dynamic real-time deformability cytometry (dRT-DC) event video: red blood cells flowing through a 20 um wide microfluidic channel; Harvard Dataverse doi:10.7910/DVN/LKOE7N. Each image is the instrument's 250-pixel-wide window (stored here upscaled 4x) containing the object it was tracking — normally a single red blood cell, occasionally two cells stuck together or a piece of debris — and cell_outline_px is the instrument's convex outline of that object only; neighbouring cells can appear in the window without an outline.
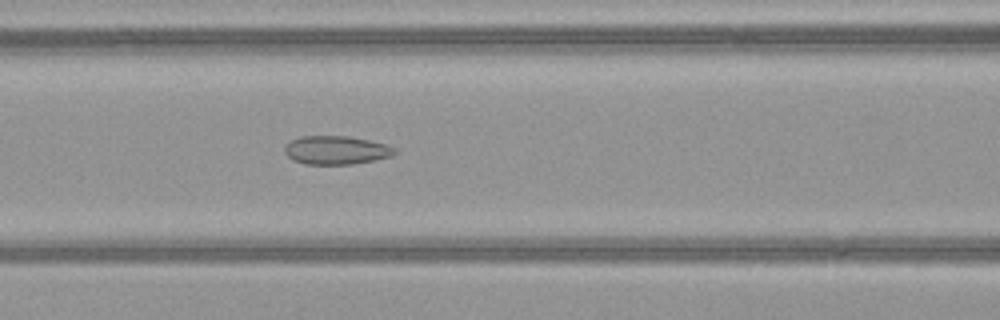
{"species": "common noctule bat (a hibernating species)", "species_latin": "Nyctalus noctula", "temperature_condition": "warm", "stored_images_in_passage": 51, "camera_frame_rate_fps": 3000, "um_per_image_px": 0.085, "animal": {"sex": "female", "body_mass_g": 21.9}, "frame": {"image": 1, "passage_image": 23, "time_ms": 7.333, "image_size_px": [1000, 320], "cell_outline_px": [[400, 152], [392, 156], [352, 164], [304, 164], [292, 160], [284, 152], [284, 144], [300, 136], [348, 136], [368, 140], [384, 144], [396, 148]], "centroid_in_image_um": [28.56, 12.76], "position_along_channel_um": 138.0, "area_um2": 18.38}}
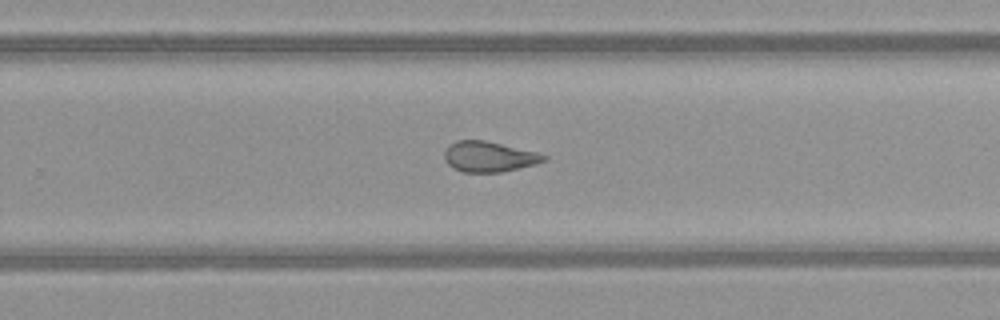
{"frame": {"image": 2, "passage_image": 34, "time_ms": 11.0, "image_size_px": [1000, 320], "cell_outline_px": [[548, 160], [536, 164], [500, 172], [464, 172], [452, 168], [444, 160], [444, 152], [456, 140], [484, 140], [536, 152], [548, 156]], "centroid_in_image_um": [41.57, 13.32], "position_along_channel_um": 288.2, "area_um2": 17.51}}
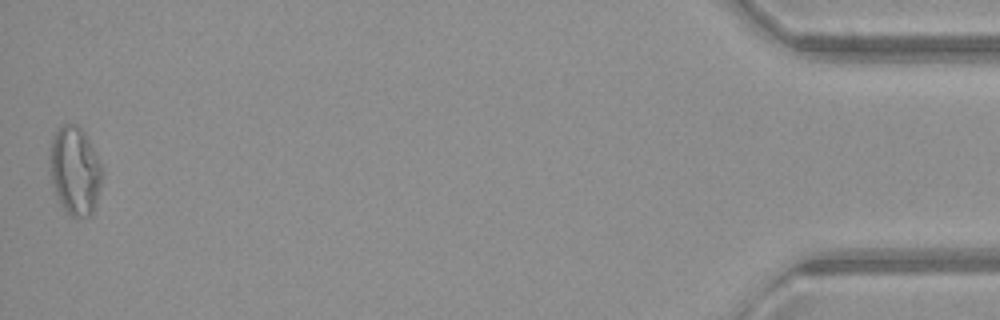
{"frame": {"image": 3, "passage_image": 51, "time_ms": 16.667, "image_size_px": [1000, 320], "cell_outline_px": [[100, 188], [96, 204], [92, 216], [72, 216], [60, 204], [52, 184], [48, 156], [52, 136], [64, 124], [76, 124], [84, 132], [100, 164]], "centroid_in_image_um": [6.33, 14.51], "position_along_channel_um": 428.9, "area_um2": 26.53}, "authors_computed_cell_mechanics": {"area_um2": 21.4438, "velocity_mm_per_s": 4.1047, "shape_relaxation_time_tau1_ms": null, "shape_relaxation_time_tau2_ms": 1.21, "deformation_change_tau1": null, "deformation_change_tau2": 0.0884}}